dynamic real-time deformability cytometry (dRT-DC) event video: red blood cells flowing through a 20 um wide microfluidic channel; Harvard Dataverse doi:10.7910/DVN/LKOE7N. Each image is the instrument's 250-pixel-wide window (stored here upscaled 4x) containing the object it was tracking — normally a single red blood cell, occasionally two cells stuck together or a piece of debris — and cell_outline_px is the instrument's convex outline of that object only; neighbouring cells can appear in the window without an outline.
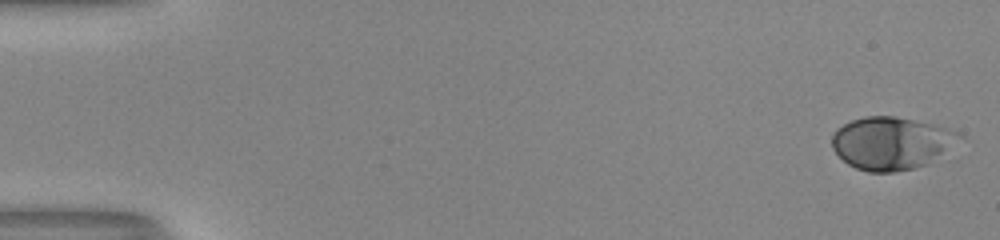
{"species": "human", "species_latin": "Homo sapiens", "temperature_condition": "room temperature", "stored_images_in_passage": 52, "camera_frame_rate_fps": 3000, "um_per_image_px": 0.085, "donor": {"sex": "male"}, "frame": {"image": 1, "passage_image": 1, "time_ms": 0.0, "image_size_px": [1000, 240], "cell_outline_px": [[964, 136], [928, 164], [912, 168], [892, 172], [868, 172], [856, 168], [848, 164], [832, 148], [832, 136], [836, 128], [852, 120], [864, 116], [896, 116], [936, 124], [960, 132]], "centroid_in_image_um": [75.76, 12.15], "position_along_channel_um": 9.2, "area_um2": 39.02}}
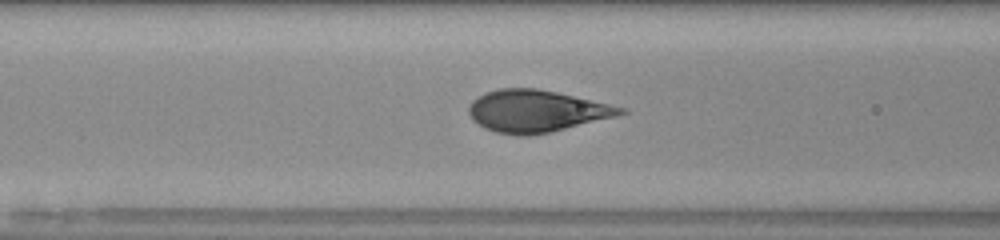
{"frame": {"image": 2, "passage_image": 22, "time_ms": 7.0, "image_size_px": [1000, 240], "cell_outline_px": [[628, 112], [616, 116], [548, 132], [524, 136], [516, 136], [496, 132], [484, 128], [472, 120], [468, 112], [468, 108], [472, 100], [484, 92], [500, 88], [536, 88], [556, 92], [628, 108]], "centroid_in_image_um": [45.55, 9.43], "position_along_channel_um": 121.0, "area_um2": 36.99}}
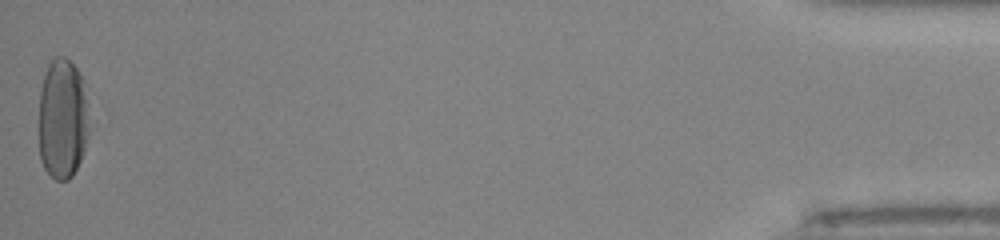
{"frame": {"image": 3, "passage_image": 52, "time_ms": 17.0, "image_size_px": [1000, 240], "cell_outline_px": [[92, 128], [80, 160], [72, 176], [68, 180], [56, 180], [44, 168], [40, 160], [40, 92], [44, 76], [48, 64], [56, 56], [64, 56], [80, 72], [84, 80]], "centroid_in_image_um": [5.37, 10.09], "position_along_channel_um": 429.8, "area_um2": 36.01}}